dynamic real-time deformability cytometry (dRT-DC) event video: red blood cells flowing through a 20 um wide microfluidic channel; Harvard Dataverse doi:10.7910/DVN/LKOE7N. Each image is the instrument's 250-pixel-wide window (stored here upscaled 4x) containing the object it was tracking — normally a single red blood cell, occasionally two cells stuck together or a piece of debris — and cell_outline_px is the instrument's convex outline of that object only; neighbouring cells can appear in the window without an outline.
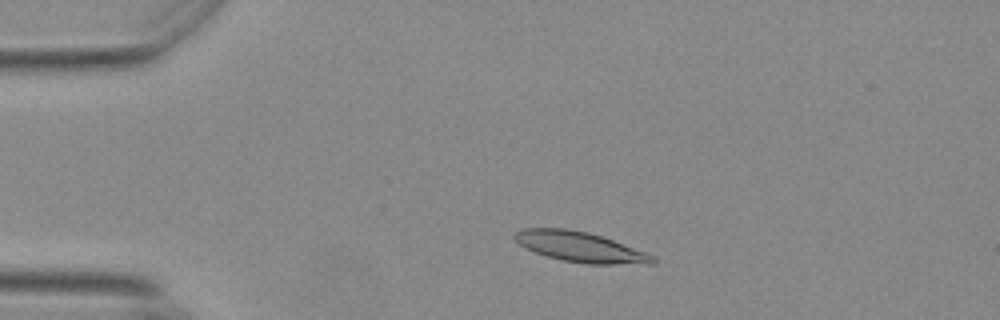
{"species": "Egyptian fruit bat (a non-hibernating species)", "species_latin": "Rousettus aegyptiacus", "temperature_condition": "warm", "stored_images_in_passage": 52, "camera_frame_rate_fps": 3000, "um_per_image_px": 0.085, "animal": {"sex": "female"}, "frame": {"image": 1, "passage_image": 8, "time_ms": 2.333, "image_size_px": [1000, 320], "cell_outline_px": [[656, 264], [588, 264], [564, 260], [548, 256], [536, 252], [520, 244], [512, 236], [516, 232], [524, 228], [564, 228], [588, 232], [612, 240], [656, 256]], "centroid_in_image_um": [49.36, 20.99], "position_along_channel_um": 35.6, "area_um2": 23.93}}
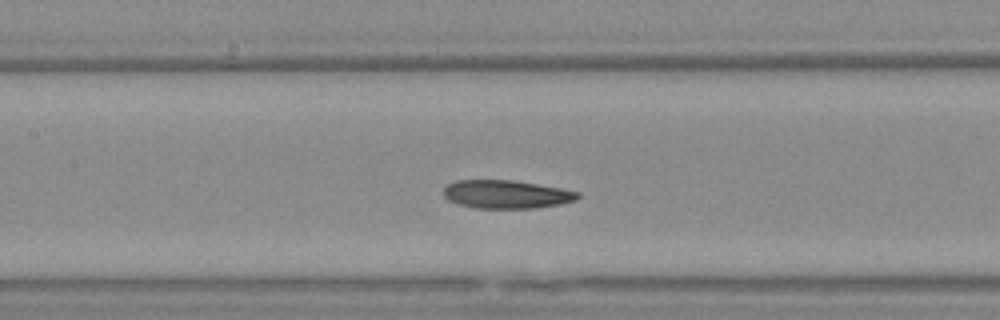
{"frame": {"image": 2, "passage_image": 22, "time_ms": 7.0, "image_size_px": [1000, 320], "cell_outline_px": [[580, 196], [576, 200], [560, 204], [536, 208], [472, 208], [448, 200], [444, 196], [444, 188], [448, 184], [456, 180], [512, 180], [560, 188], [580, 192]], "centroid_in_image_um": [43.04, 16.52], "position_along_channel_um": 164.4, "area_um2": 22.08}}
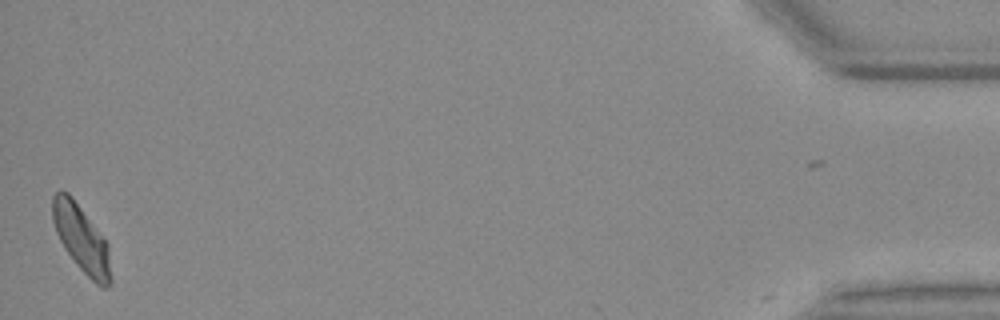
{"frame": {"image": 3, "passage_image": 51, "time_ms": 16.667, "image_size_px": [1000, 320], "cell_outline_px": [[112, 280], [108, 288], [104, 288], [96, 284], [76, 264], [64, 248], [56, 232], [52, 220], [52, 196], [60, 188], [68, 192], [72, 196], [108, 244]], "centroid_in_image_um": [6.91, 20.28], "position_along_channel_um": 428.3, "area_um2": 22.77}, "authors_computed_cell_mechanics": {"area_um2": 22.7732, "velocity_mm_per_s": 3.6897, "shape_relaxation_time_tau1_ms": null, "shape_relaxation_time_tau2_ms": 7.2081, "deformation_change_tau1": null, "deformation_change_tau2": 0.1446}}